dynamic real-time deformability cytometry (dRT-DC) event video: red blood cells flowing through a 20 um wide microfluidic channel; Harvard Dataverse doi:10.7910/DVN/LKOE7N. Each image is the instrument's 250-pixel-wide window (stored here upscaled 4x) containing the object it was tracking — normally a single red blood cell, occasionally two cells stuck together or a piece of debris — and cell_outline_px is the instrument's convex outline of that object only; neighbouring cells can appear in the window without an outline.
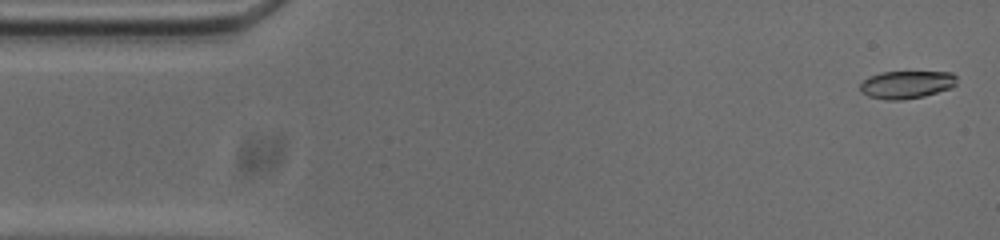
{"species": "common noctule bat (a hibernating species)", "species_latin": "Nyctalus noctula", "temperature_condition": "cold", "stored_images_in_passage": 54, "camera_frame_rate_fps": 3000, "um_per_image_px": 0.085, "animal": {"sex": "male", "body_mass_g": 20.0, "forearm_length_mm": 53.3}, "frame": {"image": 1, "passage_image": 2, "time_ms": 0.333, "image_size_px": [1000, 240], "cell_outline_px": [[956, 84], [952, 88], [924, 96], [904, 100], [888, 100], [868, 96], [860, 92], [860, 84], [868, 76], [880, 72], [952, 72], [956, 76]], "centroid_in_image_um": [77.05, 7.19], "position_along_channel_um": 8.0, "area_um2": 15.78}}
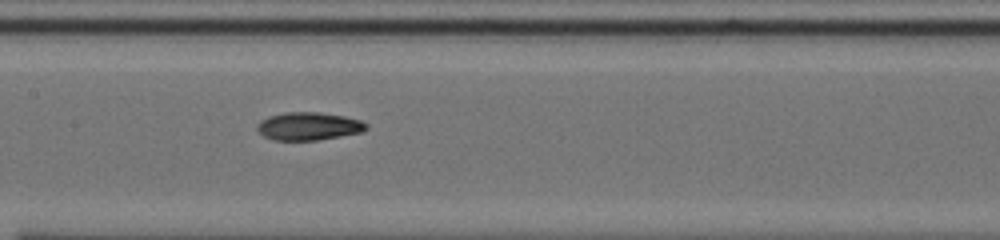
{"frame": {"image": 2, "passage_image": 25, "time_ms": 8.0, "image_size_px": [1000, 240], "cell_outline_px": [[368, 128], [364, 132], [316, 140], [276, 140], [264, 136], [256, 128], [256, 124], [260, 120], [268, 116], [284, 112], [320, 112], [344, 116], [360, 120], [368, 124]], "centroid_in_image_um": [26.24, 10.72], "position_along_channel_um": 181.2, "area_um2": 17.86}}
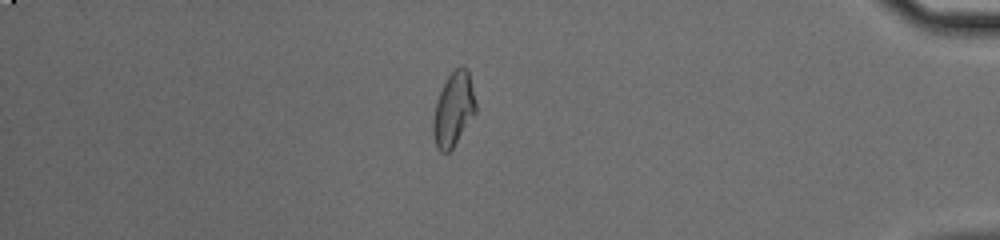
{"frame": {"image": 3, "passage_image": 46, "time_ms": 15.0, "image_size_px": [1000, 240], "cell_outline_px": [[476, 112], [452, 148], [448, 152], [440, 152], [436, 148], [432, 132], [432, 120], [436, 104], [440, 92], [448, 76], [460, 64], [468, 72], [476, 100]], "centroid_in_image_um": [38.53, 9.31], "position_along_channel_um": 396.7, "area_um2": 18.15}, "authors_computed_cell_mechanics": {"area_um2": 17.629, "velocity_mm_per_s": 3.7308, "shape_relaxation_time_tau1_ms": null, "shape_relaxation_time_tau2_ms": 5.2165, "deformation_change_tau1": null, "deformation_change_tau2": 0.1079}}